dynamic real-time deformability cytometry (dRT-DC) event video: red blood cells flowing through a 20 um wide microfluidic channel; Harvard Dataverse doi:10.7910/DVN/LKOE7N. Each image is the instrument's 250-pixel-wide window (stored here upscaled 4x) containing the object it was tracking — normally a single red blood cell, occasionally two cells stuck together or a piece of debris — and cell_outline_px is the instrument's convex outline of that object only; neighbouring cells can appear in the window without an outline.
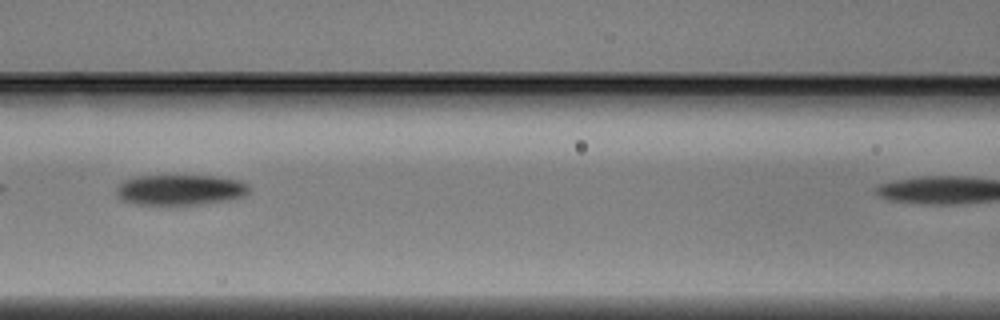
{"species": "Egyptian fruit bat (a non-hibernating species)", "species_latin": "Rousettus aegyptiacus", "temperature_condition": "warm", "stored_images_in_passage": 6, "segment_of_instrument_passage": [1, 2], "camera_frame_rate_fps": 3000, "um_per_image_px": 0.085, "animal": {"sex": "male"}, "frame": {"image": 1, "passage_image": 5, "time_ms": 1.333, "image_size_px": [1000, 320], "cell_outline_px": [[248, 192], [244, 196], [232, 200], [204, 204], [136, 204], [124, 200], [116, 192], [116, 188], [124, 180], [140, 176], [212, 176], [240, 180], [248, 184]], "centroid_in_image_um": [15.37, 16.14], "position_along_channel_um": 151.2, "area_um2": 23.41}}